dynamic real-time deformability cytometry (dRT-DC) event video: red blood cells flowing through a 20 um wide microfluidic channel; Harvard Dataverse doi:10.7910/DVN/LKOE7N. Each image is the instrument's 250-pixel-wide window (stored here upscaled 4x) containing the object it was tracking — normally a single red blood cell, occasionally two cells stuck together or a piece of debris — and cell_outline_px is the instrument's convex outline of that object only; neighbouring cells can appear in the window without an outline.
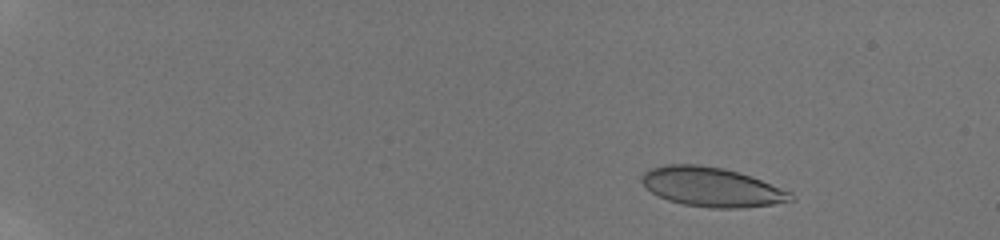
{"species": "human", "species_latin": "Homo sapiens", "temperature_condition": "room temperature", "stored_images_in_passage": 19, "camera_frame_rate_fps": 3000, "um_per_image_px": 0.085, "donor": {"sex": "male"}, "frame": {"image": 1, "passage_image": 6, "time_ms": 2.667, "image_size_px": [1000, 240], "cell_outline_px": [[796, 200], [772, 204], [740, 208], [712, 208], [684, 204], [668, 200], [652, 192], [640, 180], [644, 172], [648, 168], [664, 164], [696, 164], [724, 168], [740, 172], [752, 176], [792, 192], [796, 196]], "centroid_in_image_um": [60.53, 15.88], "position_along_channel_um": 24.5, "area_um2": 34.33}}
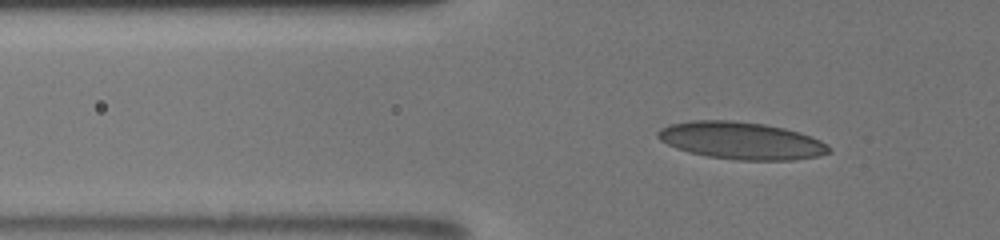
{"frame": {"image": 2, "passage_image": 17, "time_ms": 7.0, "image_size_px": [1000, 240], "cell_outline_px": [[832, 152], [820, 156], [792, 160], [736, 160], [708, 156], [688, 152], [676, 148], [660, 140], [656, 136], [656, 132], [660, 128], [668, 124], [692, 120], [732, 120], [764, 124], [784, 128], [800, 132], [820, 140], [832, 148]], "centroid_in_image_um": [63.0, 11.95], "position_along_channel_um": 62.8, "area_um2": 37.45}}
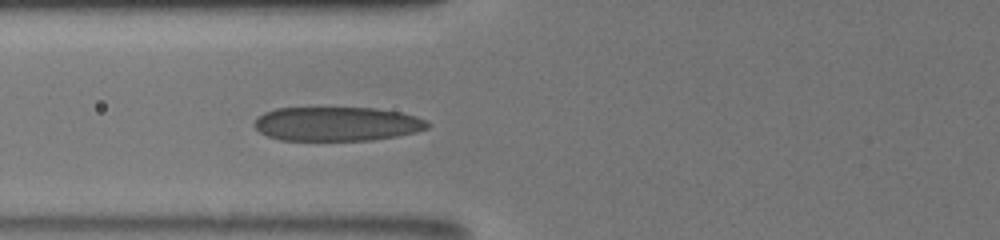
{"frame": {"image": 3, "passage_image": 19, "time_ms": 8.333, "image_size_px": [1000, 240], "cell_outline_px": [[428, 128], [416, 132], [396, 136], [372, 140], [280, 140], [268, 136], [260, 132], [252, 124], [264, 112], [276, 108], [376, 108], [400, 112], [416, 116], [428, 120]], "centroid_in_image_um": [28.65, 10.53], "position_along_channel_um": 97.2, "area_um2": 34.45}}